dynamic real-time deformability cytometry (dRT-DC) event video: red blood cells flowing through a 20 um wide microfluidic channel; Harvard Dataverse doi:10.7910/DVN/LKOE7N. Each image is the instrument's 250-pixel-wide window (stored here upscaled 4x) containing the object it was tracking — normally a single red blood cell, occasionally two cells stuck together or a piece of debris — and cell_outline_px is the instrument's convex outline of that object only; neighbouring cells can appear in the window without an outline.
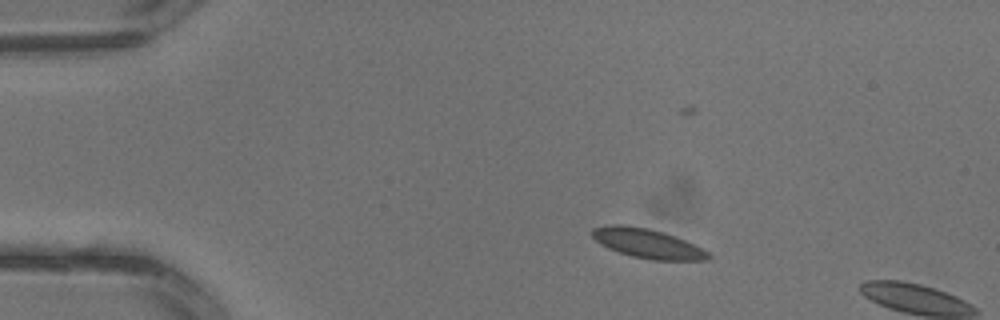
{"species": "common noctule bat (a hibernating species)", "species_latin": "Nyctalus noctula", "temperature_condition": "warm", "stored_images_in_passage": 3, "camera_frame_rate_fps": 3000, "um_per_image_px": 0.085, "animal": {"sex": "male", "body_mass_g": 13.3}, "frame": {"image": 1, "passage_image": 3, "time_ms": 0.667, "image_size_px": [1000, 320], "cell_outline_px": [[712, 256], [708, 260], [652, 260], [632, 256], [608, 248], [600, 244], [592, 236], [592, 228], [608, 224], [624, 224], [648, 228], [664, 232], [684, 240], [708, 252]], "centroid_in_image_um": [55.0, 20.68], "position_along_channel_um": 30.0, "area_um2": 19.83}}